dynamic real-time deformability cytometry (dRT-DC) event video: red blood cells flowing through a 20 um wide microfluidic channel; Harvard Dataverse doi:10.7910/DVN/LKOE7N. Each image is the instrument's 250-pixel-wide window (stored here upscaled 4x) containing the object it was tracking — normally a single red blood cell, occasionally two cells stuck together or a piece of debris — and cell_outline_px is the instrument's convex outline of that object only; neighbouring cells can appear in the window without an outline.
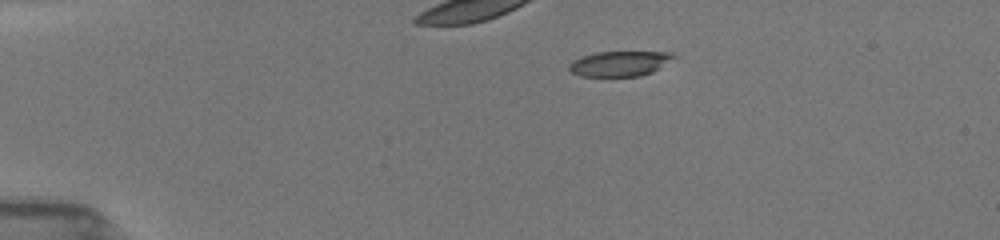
{"species": "common noctule bat (a hibernating species)", "species_latin": "Nyctalus noctula", "temperature_condition": "room temperature", "stored_images_in_passage": 42, "camera_frame_rate_fps": 3000, "um_per_image_px": 0.085, "animal": {"sex": "female", "body_mass_g": 19.5, "forearm_length_mm": 54.1}, "frame": {"image": 1, "passage_image": 1, "time_ms": 0.0, "image_size_px": [1000, 240], "cell_outline_px": [[676, 56], [660, 68], [652, 72], [640, 76], [580, 76], [572, 72], [568, 68], [568, 64], [572, 60], [580, 56], [596, 52], [668, 52]], "centroid_in_image_um": [52.62, 5.4], "position_along_channel_um": 32.4, "area_um2": 15.32}}
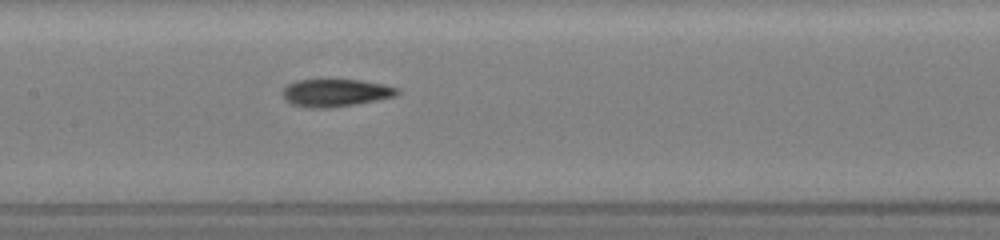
{"frame": {"image": 2, "passage_image": 17, "time_ms": 5.333, "image_size_px": [1000, 240], "cell_outline_px": [[400, 92], [396, 96], [376, 100], [328, 108], [308, 108], [292, 104], [284, 96], [284, 88], [288, 84], [296, 80], [324, 76], [360, 80], [384, 84], [400, 88]], "centroid_in_image_um": [28.53, 7.82], "position_along_channel_um": 178.9, "area_um2": 19.13}}
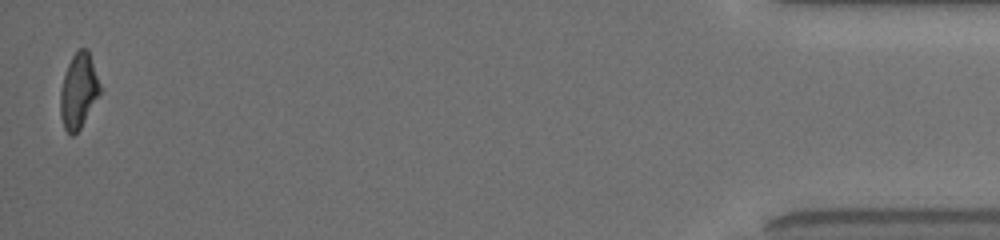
{"frame": {"image": 3, "passage_image": 42, "time_ms": 13.667, "image_size_px": [1000, 240], "cell_outline_px": [[100, 92], [80, 128], [72, 136], [64, 128], [60, 116], [60, 92], [64, 76], [68, 64], [72, 56], [80, 48], [84, 48], [88, 52], [100, 84]], "centroid_in_image_um": [6.65, 7.75], "position_along_channel_um": 428.6, "area_um2": 16.76}, "authors_computed_cell_mechanics": {"area_um2": 17.9469, "velocity_mm_per_s": 3.9789, "shape_relaxation_time_tau1_ms": 4.7614, "shape_relaxation_time_tau2_ms": 2.94, "deformation_change_tau1": 0.1722, "deformation_change_tau2": 0.1142}}